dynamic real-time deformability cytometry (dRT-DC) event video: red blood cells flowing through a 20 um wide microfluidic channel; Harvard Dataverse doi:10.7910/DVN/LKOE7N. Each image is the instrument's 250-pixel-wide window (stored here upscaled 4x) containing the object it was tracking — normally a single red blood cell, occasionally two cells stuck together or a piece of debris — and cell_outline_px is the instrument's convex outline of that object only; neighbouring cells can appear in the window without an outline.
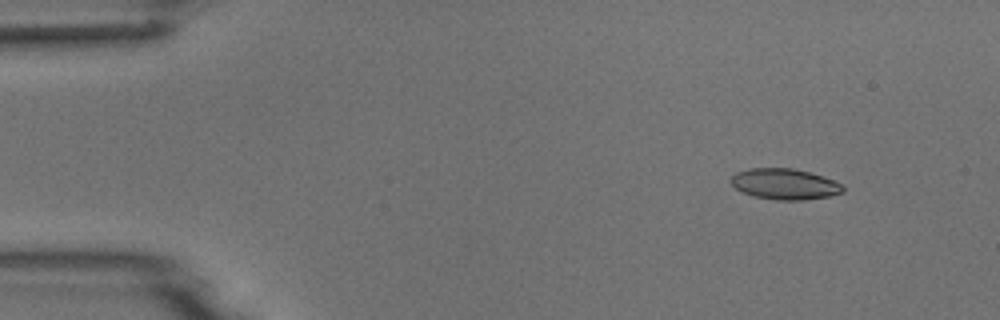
{"species": "common noctule bat (a hibernating species)", "species_latin": "Nyctalus noctula", "temperature_condition": "room temperature", "stored_images_in_passage": 3, "camera_frame_rate_fps": 3000, "um_per_image_px": 0.085, "animal": {"sex": "male", "body_mass_g": 18.8}, "frame": {"image": 1, "passage_image": 1, "time_ms": 0.0, "image_size_px": [1000, 320], "cell_outline_px": [[844, 192], [828, 196], [804, 200], [776, 200], [752, 196], [740, 192], [728, 180], [736, 172], [752, 168], [792, 168], [808, 172], [844, 184]], "centroid_in_image_um": [66.67, 15.65], "position_along_channel_um": 18.3, "area_um2": 20.17}}
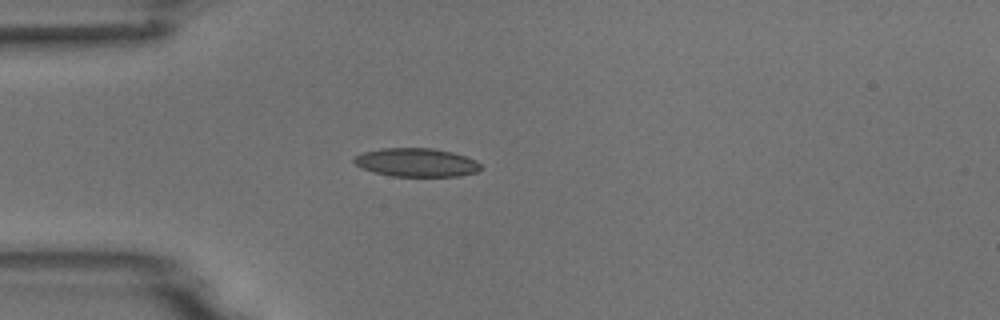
{"frame": {"image": 2, "passage_image": 3, "time_ms": 3.0, "image_size_px": [1000, 320], "cell_outline_px": [[480, 168], [476, 172], [460, 176], [392, 176], [372, 172], [360, 168], [352, 160], [360, 152], [380, 148], [432, 148], [452, 152], [476, 160], [480, 164]], "centroid_in_image_um": [35.34, 13.8], "position_along_channel_um": 49.7, "area_um2": 21.15}}